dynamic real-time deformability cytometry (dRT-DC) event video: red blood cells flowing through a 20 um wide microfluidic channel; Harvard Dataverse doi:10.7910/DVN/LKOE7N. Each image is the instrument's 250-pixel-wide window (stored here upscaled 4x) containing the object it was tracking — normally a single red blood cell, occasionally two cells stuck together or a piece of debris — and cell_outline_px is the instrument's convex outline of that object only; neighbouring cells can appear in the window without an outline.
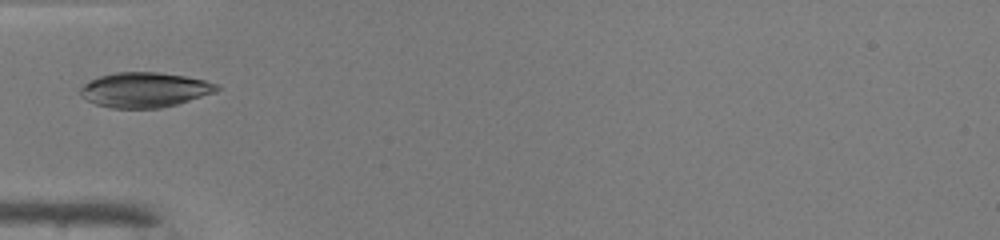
{"species": "common noctule bat (a hibernating species)", "species_latin": "Nyctalus noctula", "temperature_condition": "warm", "stored_images_in_passage": 33, "camera_frame_rate_fps": 3000, "um_per_image_px": 0.085, "animal": {"sex": "male", "body_mass_g": 19.0, "forearm_length_mm": 50.8}, "frame": {"image": 1, "passage_image": 1, "time_ms": 0.0, "image_size_px": [1000, 240], "cell_outline_px": [[220, 88], [216, 92], [176, 104], [160, 108], [112, 108], [96, 104], [80, 96], [80, 88], [84, 84], [100, 76], [116, 72], [156, 72], [184, 76], [204, 80], [216, 84]], "centroid_in_image_um": [12.28, 7.64], "position_along_channel_um": 72.7, "area_um2": 27.51}}
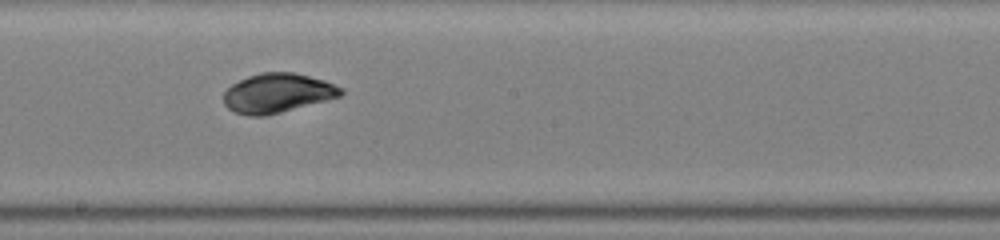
{"frame": {"image": 2, "passage_image": 12, "time_ms": 3.667, "image_size_px": [1000, 240], "cell_outline_px": [[344, 92], [340, 96], [280, 112], [264, 116], [248, 116], [236, 112], [228, 108], [224, 104], [224, 92], [232, 84], [248, 76], [260, 72], [292, 72], [324, 80], [344, 88]], "centroid_in_image_um": [23.57, 7.9], "position_along_channel_um": 224.6, "area_um2": 26.59}}
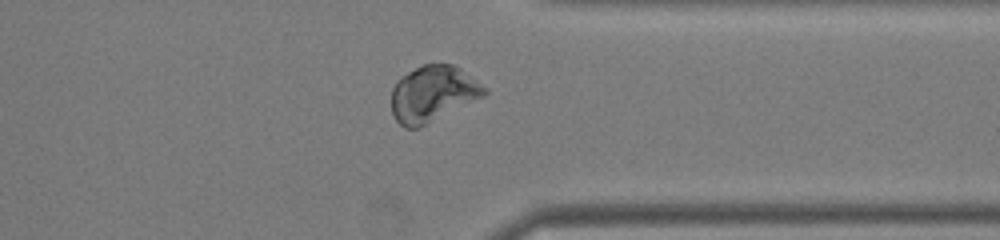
{"frame": {"image": 3, "passage_image": 23, "time_ms": 7.333, "image_size_px": [1000, 240], "cell_outline_px": [[488, 92], [484, 96], [416, 128], [404, 128], [396, 120], [392, 112], [392, 88], [396, 80], [408, 72], [424, 64], [456, 64], [488, 88]], "centroid_in_image_um": [36.8, 7.94], "position_along_channel_um": 374.6, "area_um2": 30.11}, "authors_computed_cell_mechanics": {"area_um2": 27.5128, "velocity_mm_per_s": 4.1395, "shape_relaxation_time_tau1_ms": 2.1279, "shape_relaxation_time_tau2_ms": null, "deformation_change_tau1": 0.0713, "deformation_change_tau2": null}}